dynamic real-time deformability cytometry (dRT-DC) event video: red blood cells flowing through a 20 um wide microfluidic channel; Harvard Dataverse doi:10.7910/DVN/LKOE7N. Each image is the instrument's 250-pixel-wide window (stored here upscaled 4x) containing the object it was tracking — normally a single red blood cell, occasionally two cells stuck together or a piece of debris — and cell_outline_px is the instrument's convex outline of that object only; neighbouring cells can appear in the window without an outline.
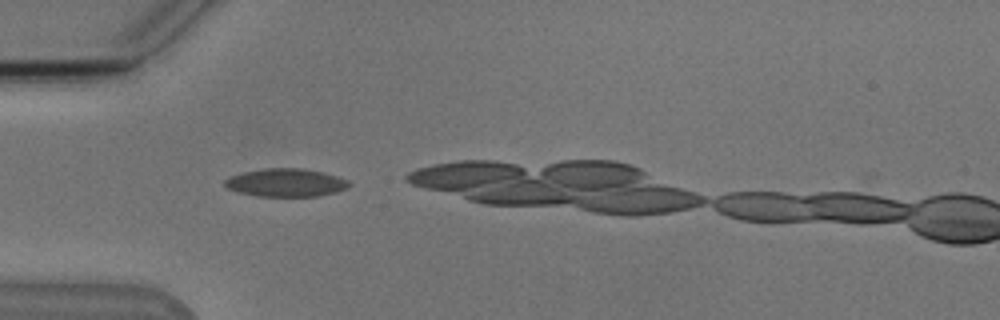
{"species": "Egyptian fruit bat (a non-hibernating species)", "species_latin": "Rousettus aegyptiacus", "temperature_condition": "cold", "stored_images_in_passage": 7, "camera_frame_rate_fps": 3000, "um_per_image_px": 0.085, "animal": {"sex": "male"}, "frame": {"image": 1, "passage_image": 1, "time_ms": 0.0, "image_size_px": [1000, 320], "cell_outline_px": [[352, 184], [348, 188], [336, 192], [316, 196], [256, 196], [240, 192], [228, 188], [224, 184], [224, 180], [232, 176], [244, 172], [264, 168], [304, 168], [324, 172], [348, 180]], "centroid_in_image_um": [24.34, 15.52], "position_along_channel_um": 60.7, "area_um2": 20.29}}
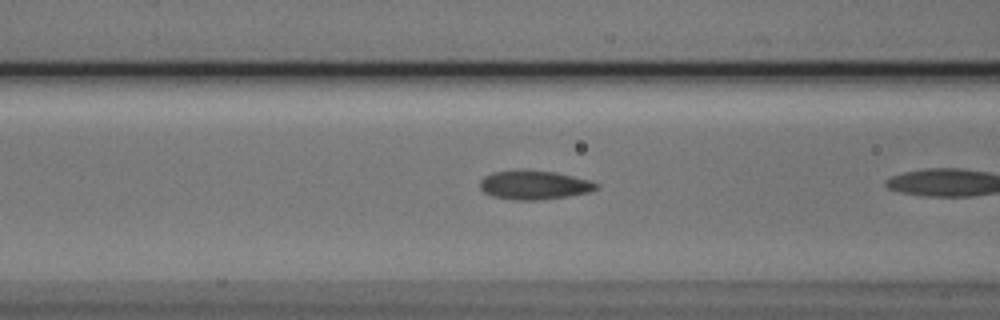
{"frame": {"image": 2, "passage_image": 6, "time_ms": 1.667, "image_size_px": [1000, 320], "cell_outline_px": [[600, 188], [588, 192], [568, 196], [540, 200], [512, 200], [492, 196], [484, 192], [480, 188], [480, 180], [484, 176], [492, 172], [520, 168], [524, 168], [556, 172], [592, 180], [600, 184]], "centroid_in_image_um": [45.41, 15.7], "position_along_channel_um": 121.2, "area_um2": 20.29}}